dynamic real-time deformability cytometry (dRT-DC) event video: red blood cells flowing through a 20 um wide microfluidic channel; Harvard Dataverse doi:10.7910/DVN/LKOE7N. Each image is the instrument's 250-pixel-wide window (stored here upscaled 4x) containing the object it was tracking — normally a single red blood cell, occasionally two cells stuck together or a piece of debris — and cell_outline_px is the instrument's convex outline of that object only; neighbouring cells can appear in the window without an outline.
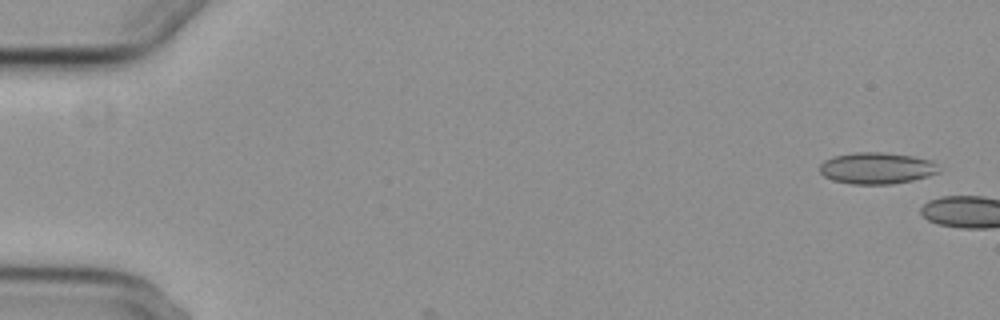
{"species": "common noctule bat (a hibernating species)", "species_latin": "Nyctalus noctula", "temperature_condition": "cold", "stored_images_in_passage": 2, "camera_frame_rate_fps": 3000, "um_per_image_px": 0.085, "animal": {"sex": "female", "body_mass_g": 29.2, "forearm_length_mm": 56.3}, "frame": {"image": 1, "passage_image": 1, "time_ms": 0.0, "image_size_px": [1000, 320], "cell_outline_px": [[940, 172], [928, 176], [912, 180], [892, 184], [852, 184], [832, 180], [824, 176], [820, 172], [820, 164], [824, 160], [836, 156], [856, 152], [884, 152], [912, 156], [932, 160], [936, 164]], "centroid_in_image_um": [74.52, 14.29], "position_along_channel_um": 10.5, "area_um2": 21.85}}